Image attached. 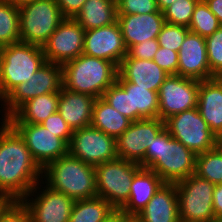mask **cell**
Returning <instances> with one entry per match:
<instances>
[{
    "label": "cell",
    "instance_id": "18",
    "mask_svg": "<svg viewBox=\"0 0 222 222\" xmlns=\"http://www.w3.org/2000/svg\"><path fill=\"white\" fill-rule=\"evenodd\" d=\"M178 75L203 81L214 78L210 72L205 38L189 31L178 52Z\"/></svg>",
    "mask_w": 222,
    "mask_h": 222
},
{
    "label": "cell",
    "instance_id": "41",
    "mask_svg": "<svg viewBox=\"0 0 222 222\" xmlns=\"http://www.w3.org/2000/svg\"><path fill=\"white\" fill-rule=\"evenodd\" d=\"M159 43L157 39L145 40L141 43L133 45L129 50L128 54L132 58L153 60L156 52L158 51Z\"/></svg>",
    "mask_w": 222,
    "mask_h": 222
},
{
    "label": "cell",
    "instance_id": "34",
    "mask_svg": "<svg viewBox=\"0 0 222 222\" xmlns=\"http://www.w3.org/2000/svg\"><path fill=\"white\" fill-rule=\"evenodd\" d=\"M189 31L187 27L165 22L157 36L159 46L179 52Z\"/></svg>",
    "mask_w": 222,
    "mask_h": 222
},
{
    "label": "cell",
    "instance_id": "22",
    "mask_svg": "<svg viewBox=\"0 0 222 222\" xmlns=\"http://www.w3.org/2000/svg\"><path fill=\"white\" fill-rule=\"evenodd\" d=\"M197 107L215 136L222 133V80L219 77L200 81Z\"/></svg>",
    "mask_w": 222,
    "mask_h": 222
},
{
    "label": "cell",
    "instance_id": "17",
    "mask_svg": "<svg viewBox=\"0 0 222 222\" xmlns=\"http://www.w3.org/2000/svg\"><path fill=\"white\" fill-rule=\"evenodd\" d=\"M83 54L108 60L119 66L128 50L118 22L86 30Z\"/></svg>",
    "mask_w": 222,
    "mask_h": 222
},
{
    "label": "cell",
    "instance_id": "5",
    "mask_svg": "<svg viewBox=\"0 0 222 222\" xmlns=\"http://www.w3.org/2000/svg\"><path fill=\"white\" fill-rule=\"evenodd\" d=\"M46 62L40 46L18 42L0 48V103L18 84L28 82Z\"/></svg>",
    "mask_w": 222,
    "mask_h": 222
},
{
    "label": "cell",
    "instance_id": "46",
    "mask_svg": "<svg viewBox=\"0 0 222 222\" xmlns=\"http://www.w3.org/2000/svg\"><path fill=\"white\" fill-rule=\"evenodd\" d=\"M157 7L160 12H163L167 7H169L176 0H156Z\"/></svg>",
    "mask_w": 222,
    "mask_h": 222
},
{
    "label": "cell",
    "instance_id": "20",
    "mask_svg": "<svg viewBox=\"0 0 222 222\" xmlns=\"http://www.w3.org/2000/svg\"><path fill=\"white\" fill-rule=\"evenodd\" d=\"M168 76L153 60L132 58L127 54L118 66L116 81H128L136 87L158 92Z\"/></svg>",
    "mask_w": 222,
    "mask_h": 222
},
{
    "label": "cell",
    "instance_id": "4",
    "mask_svg": "<svg viewBox=\"0 0 222 222\" xmlns=\"http://www.w3.org/2000/svg\"><path fill=\"white\" fill-rule=\"evenodd\" d=\"M42 178L51 189L74 200L97 197L95 166L69 153L49 163L42 170Z\"/></svg>",
    "mask_w": 222,
    "mask_h": 222
},
{
    "label": "cell",
    "instance_id": "11",
    "mask_svg": "<svg viewBox=\"0 0 222 222\" xmlns=\"http://www.w3.org/2000/svg\"><path fill=\"white\" fill-rule=\"evenodd\" d=\"M42 184L44 185L43 180L42 183L41 181L38 182L21 200L29 212L30 221L69 222L75 200L64 193L51 189L47 185L42 187Z\"/></svg>",
    "mask_w": 222,
    "mask_h": 222
},
{
    "label": "cell",
    "instance_id": "8",
    "mask_svg": "<svg viewBox=\"0 0 222 222\" xmlns=\"http://www.w3.org/2000/svg\"><path fill=\"white\" fill-rule=\"evenodd\" d=\"M140 168L138 163L121 158L95 166L97 196L120 209L128 201L133 176Z\"/></svg>",
    "mask_w": 222,
    "mask_h": 222
},
{
    "label": "cell",
    "instance_id": "31",
    "mask_svg": "<svg viewBox=\"0 0 222 222\" xmlns=\"http://www.w3.org/2000/svg\"><path fill=\"white\" fill-rule=\"evenodd\" d=\"M195 174L213 184H222V152L215 147L197 155Z\"/></svg>",
    "mask_w": 222,
    "mask_h": 222
},
{
    "label": "cell",
    "instance_id": "16",
    "mask_svg": "<svg viewBox=\"0 0 222 222\" xmlns=\"http://www.w3.org/2000/svg\"><path fill=\"white\" fill-rule=\"evenodd\" d=\"M85 30L74 18H65L42 46L45 59L63 65L83 54Z\"/></svg>",
    "mask_w": 222,
    "mask_h": 222
},
{
    "label": "cell",
    "instance_id": "45",
    "mask_svg": "<svg viewBox=\"0 0 222 222\" xmlns=\"http://www.w3.org/2000/svg\"><path fill=\"white\" fill-rule=\"evenodd\" d=\"M103 222H126V213L121 209H114Z\"/></svg>",
    "mask_w": 222,
    "mask_h": 222
},
{
    "label": "cell",
    "instance_id": "43",
    "mask_svg": "<svg viewBox=\"0 0 222 222\" xmlns=\"http://www.w3.org/2000/svg\"><path fill=\"white\" fill-rule=\"evenodd\" d=\"M213 210L215 216L222 217V184H216L214 187Z\"/></svg>",
    "mask_w": 222,
    "mask_h": 222
},
{
    "label": "cell",
    "instance_id": "10",
    "mask_svg": "<svg viewBox=\"0 0 222 222\" xmlns=\"http://www.w3.org/2000/svg\"><path fill=\"white\" fill-rule=\"evenodd\" d=\"M165 128L196 155L216 147V136L203 120L198 107L170 116L165 120Z\"/></svg>",
    "mask_w": 222,
    "mask_h": 222
},
{
    "label": "cell",
    "instance_id": "50",
    "mask_svg": "<svg viewBox=\"0 0 222 222\" xmlns=\"http://www.w3.org/2000/svg\"><path fill=\"white\" fill-rule=\"evenodd\" d=\"M9 2H11L12 4L16 5V6H20L22 4H25L27 2H31V1H34V0H7Z\"/></svg>",
    "mask_w": 222,
    "mask_h": 222
},
{
    "label": "cell",
    "instance_id": "14",
    "mask_svg": "<svg viewBox=\"0 0 222 222\" xmlns=\"http://www.w3.org/2000/svg\"><path fill=\"white\" fill-rule=\"evenodd\" d=\"M9 124L23 138L32 158L42 170L52 161L68 154V144L41 124Z\"/></svg>",
    "mask_w": 222,
    "mask_h": 222
},
{
    "label": "cell",
    "instance_id": "30",
    "mask_svg": "<svg viewBox=\"0 0 222 222\" xmlns=\"http://www.w3.org/2000/svg\"><path fill=\"white\" fill-rule=\"evenodd\" d=\"M20 42L19 6L0 0V48Z\"/></svg>",
    "mask_w": 222,
    "mask_h": 222
},
{
    "label": "cell",
    "instance_id": "47",
    "mask_svg": "<svg viewBox=\"0 0 222 222\" xmlns=\"http://www.w3.org/2000/svg\"><path fill=\"white\" fill-rule=\"evenodd\" d=\"M11 202L12 201L7 198L0 197V214Z\"/></svg>",
    "mask_w": 222,
    "mask_h": 222
},
{
    "label": "cell",
    "instance_id": "35",
    "mask_svg": "<svg viewBox=\"0 0 222 222\" xmlns=\"http://www.w3.org/2000/svg\"><path fill=\"white\" fill-rule=\"evenodd\" d=\"M205 41L210 72L219 77L222 75V25Z\"/></svg>",
    "mask_w": 222,
    "mask_h": 222
},
{
    "label": "cell",
    "instance_id": "27",
    "mask_svg": "<svg viewBox=\"0 0 222 222\" xmlns=\"http://www.w3.org/2000/svg\"><path fill=\"white\" fill-rule=\"evenodd\" d=\"M74 19L86 31L100 28L117 21L115 0H86Z\"/></svg>",
    "mask_w": 222,
    "mask_h": 222
},
{
    "label": "cell",
    "instance_id": "21",
    "mask_svg": "<svg viewBox=\"0 0 222 222\" xmlns=\"http://www.w3.org/2000/svg\"><path fill=\"white\" fill-rule=\"evenodd\" d=\"M95 100L92 95L72 92L62 87L58 113L73 131L90 126Z\"/></svg>",
    "mask_w": 222,
    "mask_h": 222
},
{
    "label": "cell",
    "instance_id": "23",
    "mask_svg": "<svg viewBox=\"0 0 222 222\" xmlns=\"http://www.w3.org/2000/svg\"><path fill=\"white\" fill-rule=\"evenodd\" d=\"M137 216L143 222H180L175 183H164Z\"/></svg>",
    "mask_w": 222,
    "mask_h": 222
},
{
    "label": "cell",
    "instance_id": "26",
    "mask_svg": "<svg viewBox=\"0 0 222 222\" xmlns=\"http://www.w3.org/2000/svg\"><path fill=\"white\" fill-rule=\"evenodd\" d=\"M129 94L130 120L159 118L158 92L136 87L128 81H116Z\"/></svg>",
    "mask_w": 222,
    "mask_h": 222
},
{
    "label": "cell",
    "instance_id": "40",
    "mask_svg": "<svg viewBox=\"0 0 222 222\" xmlns=\"http://www.w3.org/2000/svg\"><path fill=\"white\" fill-rule=\"evenodd\" d=\"M0 222H31L27 208L21 201H12L0 214Z\"/></svg>",
    "mask_w": 222,
    "mask_h": 222
},
{
    "label": "cell",
    "instance_id": "13",
    "mask_svg": "<svg viewBox=\"0 0 222 222\" xmlns=\"http://www.w3.org/2000/svg\"><path fill=\"white\" fill-rule=\"evenodd\" d=\"M165 128L160 118H145L131 122L129 128L117 139L118 158L138 163L145 168L147 147Z\"/></svg>",
    "mask_w": 222,
    "mask_h": 222
},
{
    "label": "cell",
    "instance_id": "12",
    "mask_svg": "<svg viewBox=\"0 0 222 222\" xmlns=\"http://www.w3.org/2000/svg\"><path fill=\"white\" fill-rule=\"evenodd\" d=\"M68 153L84 163L97 166L118 158L116 138L93 126L73 131Z\"/></svg>",
    "mask_w": 222,
    "mask_h": 222
},
{
    "label": "cell",
    "instance_id": "15",
    "mask_svg": "<svg viewBox=\"0 0 222 222\" xmlns=\"http://www.w3.org/2000/svg\"><path fill=\"white\" fill-rule=\"evenodd\" d=\"M200 81L179 75H169L158 91L159 118L165 121L170 116L197 107Z\"/></svg>",
    "mask_w": 222,
    "mask_h": 222
},
{
    "label": "cell",
    "instance_id": "3",
    "mask_svg": "<svg viewBox=\"0 0 222 222\" xmlns=\"http://www.w3.org/2000/svg\"><path fill=\"white\" fill-rule=\"evenodd\" d=\"M118 66L108 60L81 54L62 65L63 88L100 98L116 82Z\"/></svg>",
    "mask_w": 222,
    "mask_h": 222
},
{
    "label": "cell",
    "instance_id": "39",
    "mask_svg": "<svg viewBox=\"0 0 222 222\" xmlns=\"http://www.w3.org/2000/svg\"><path fill=\"white\" fill-rule=\"evenodd\" d=\"M153 61L168 75H178V52L159 46Z\"/></svg>",
    "mask_w": 222,
    "mask_h": 222
},
{
    "label": "cell",
    "instance_id": "19",
    "mask_svg": "<svg viewBox=\"0 0 222 222\" xmlns=\"http://www.w3.org/2000/svg\"><path fill=\"white\" fill-rule=\"evenodd\" d=\"M127 50L145 40L157 39L165 23L163 12L147 14H117Z\"/></svg>",
    "mask_w": 222,
    "mask_h": 222
},
{
    "label": "cell",
    "instance_id": "1",
    "mask_svg": "<svg viewBox=\"0 0 222 222\" xmlns=\"http://www.w3.org/2000/svg\"><path fill=\"white\" fill-rule=\"evenodd\" d=\"M0 124V197L21 201L42 181V169L19 133L6 120Z\"/></svg>",
    "mask_w": 222,
    "mask_h": 222
},
{
    "label": "cell",
    "instance_id": "36",
    "mask_svg": "<svg viewBox=\"0 0 222 222\" xmlns=\"http://www.w3.org/2000/svg\"><path fill=\"white\" fill-rule=\"evenodd\" d=\"M102 98L117 112L130 120L129 94L117 82L104 92Z\"/></svg>",
    "mask_w": 222,
    "mask_h": 222
},
{
    "label": "cell",
    "instance_id": "28",
    "mask_svg": "<svg viewBox=\"0 0 222 222\" xmlns=\"http://www.w3.org/2000/svg\"><path fill=\"white\" fill-rule=\"evenodd\" d=\"M131 120L117 112L102 97L96 98L91 126L116 139L130 126Z\"/></svg>",
    "mask_w": 222,
    "mask_h": 222
},
{
    "label": "cell",
    "instance_id": "38",
    "mask_svg": "<svg viewBox=\"0 0 222 222\" xmlns=\"http://www.w3.org/2000/svg\"><path fill=\"white\" fill-rule=\"evenodd\" d=\"M41 125L46 130L51 131L55 136L63 139L68 145L70 144L73 130L70 126L62 119L61 115L56 112L50 115Z\"/></svg>",
    "mask_w": 222,
    "mask_h": 222
},
{
    "label": "cell",
    "instance_id": "51",
    "mask_svg": "<svg viewBox=\"0 0 222 222\" xmlns=\"http://www.w3.org/2000/svg\"><path fill=\"white\" fill-rule=\"evenodd\" d=\"M210 222H222V217L215 216Z\"/></svg>",
    "mask_w": 222,
    "mask_h": 222
},
{
    "label": "cell",
    "instance_id": "42",
    "mask_svg": "<svg viewBox=\"0 0 222 222\" xmlns=\"http://www.w3.org/2000/svg\"><path fill=\"white\" fill-rule=\"evenodd\" d=\"M86 0H56L65 18H74L81 10Z\"/></svg>",
    "mask_w": 222,
    "mask_h": 222
},
{
    "label": "cell",
    "instance_id": "29",
    "mask_svg": "<svg viewBox=\"0 0 222 222\" xmlns=\"http://www.w3.org/2000/svg\"><path fill=\"white\" fill-rule=\"evenodd\" d=\"M114 208L103 198L75 200L69 222H103Z\"/></svg>",
    "mask_w": 222,
    "mask_h": 222
},
{
    "label": "cell",
    "instance_id": "2",
    "mask_svg": "<svg viewBox=\"0 0 222 222\" xmlns=\"http://www.w3.org/2000/svg\"><path fill=\"white\" fill-rule=\"evenodd\" d=\"M196 158L164 128L147 147L145 168L156 172L165 183H176L195 173Z\"/></svg>",
    "mask_w": 222,
    "mask_h": 222
},
{
    "label": "cell",
    "instance_id": "49",
    "mask_svg": "<svg viewBox=\"0 0 222 222\" xmlns=\"http://www.w3.org/2000/svg\"><path fill=\"white\" fill-rule=\"evenodd\" d=\"M216 147L222 152V133L216 136Z\"/></svg>",
    "mask_w": 222,
    "mask_h": 222
},
{
    "label": "cell",
    "instance_id": "48",
    "mask_svg": "<svg viewBox=\"0 0 222 222\" xmlns=\"http://www.w3.org/2000/svg\"><path fill=\"white\" fill-rule=\"evenodd\" d=\"M126 222H143L137 215H128L126 213Z\"/></svg>",
    "mask_w": 222,
    "mask_h": 222
},
{
    "label": "cell",
    "instance_id": "24",
    "mask_svg": "<svg viewBox=\"0 0 222 222\" xmlns=\"http://www.w3.org/2000/svg\"><path fill=\"white\" fill-rule=\"evenodd\" d=\"M165 182L147 168H140L133 176L128 201L120 208L128 215H137Z\"/></svg>",
    "mask_w": 222,
    "mask_h": 222
},
{
    "label": "cell",
    "instance_id": "44",
    "mask_svg": "<svg viewBox=\"0 0 222 222\" xmlns=\"http://www.w3.org/2000/svg\"><path fill=\"white\" fill-rule=\"evenodd\" d=\"M222 25V0H204Z\"/></svg>",
    "mask_w": 222,
    "mask_h": 222
},
{
    "label": "cell",
    "instance_id": "33",
    "mask_svg": "<svg viewBox=\"0 0 222 222\" xmlns=\"http://www.w3.org/2000/svg\"><path fill=\"white\" fill-rule=\"evenodd\" d=\"M200 0H176L163 11L165 22L189 27L195 6Z\"/></svg>",
    "mask_w": 222,
    "mask_h": 222
},
{
    "label": "cell",
    "instance_id": "6",
    "mask_svg": "<svg viewBox=\"0 0 222 222\" xmlns=\"http://www.w3.org/2000/svg\"><path fill=\"white\" fill-rule=\"evenodd\" d=\"M64 19L56 0H34L20 5V42L42 47Z\"/></svg>",
    "mask_w": 222,
    "mask_h": 222
},
{
    "label": "cell",
    "instance_id": "25",
    "mask_svg": "<svg viewBox=\"0 0 222 222\" xmlns=\"http://www.w3.org/2000/svg\"><path fill=\"white\" fill-rule=\"evenodd\" d=\"M59 93L36 96L23 103L6 121L8 123L41 124L58 112Z\"/></svg>",
    "mask_w": 222,
    "mask_h": 222
},
{
    "label": "cell",
    "instance_id": "37",
    "mask_svg": "<svg viewBox=\"0 0 222 222\" xmlns=\"http://www.w3.org/2000/svg\"><path fill=\"white\" fill-rule=\"evenodd\" d=\"M117 14H147L158 11L156 0H116Z\"/></svg>",
    "mask_w": 222,
    "mask_h": 222
},
{
    "label": "cell",
    "instance_id": "32",
    "mask_svg": "<svg viewBox=\"0 0 222 222\" xmlns=\"http://www.w3.org/2000/svg\"><path fill=\"white\" fill-rule=\"evenodd\" d=\"M221 26L217 17L210 11L205 1L195 6L188 29L204 38L212 35Z\"/></svg>",
    "mask_w": 222,
    "mask_h": 222
},
{
    "label": "cell",
    "instance_id": "9",
    "mask_svg": "<svg viewBox=\"0 0 222 222\" xmlns=\"http://www.w3.org/2000/svg\"><path fill=\"white\" fill-rule=\"evenodd\" d=\"M62 87V65L46 61L28 82L18 84L1 100L4 109L1 120H6L28 100L47 93H59Z\"/></svg>",
    "mask_w": 222,
    "mask_h": 222
},
{
    "label": "cell",
    "instance_id": "7",
    "mask_svg": "<svg viewBox=\"0 0 222 222\" xmlns=\"http://www.w3.org/2000/svg\"><path fill=\"white\" fill-rule=\"evenodd\" d=\"M180 222H210L215 184L195 173L175 183Z\"/></svg>",
    "mask_w": 222,
    "mask_h": 222
}]
</instances>
